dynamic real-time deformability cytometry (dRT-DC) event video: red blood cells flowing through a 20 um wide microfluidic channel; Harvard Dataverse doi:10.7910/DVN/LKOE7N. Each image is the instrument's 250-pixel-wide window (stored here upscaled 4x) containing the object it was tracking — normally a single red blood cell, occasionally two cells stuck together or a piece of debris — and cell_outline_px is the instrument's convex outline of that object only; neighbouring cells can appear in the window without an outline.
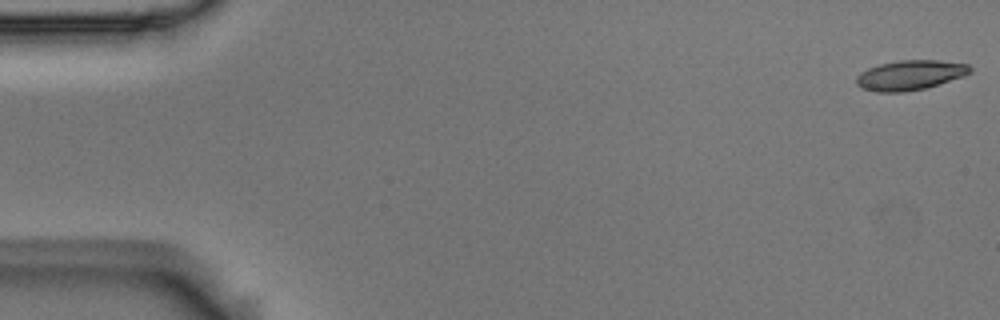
{"species": "Egyptian fruit bat (a non-hibernating species)", "species_latin": "Rousettus aegyptiacus", "temperature_condition": "room temperature", "stored_images_in_passage": 11, "camera_frame_rate_fps": 3000, "um_per_image_px": 0.085, "animal": {"sex": "male"}, "frame": {"image": 1, "passage_image": 1, "time_ms": 0.0, "image_size_px": [1000, 320], "cell_outline_px": [[972, 72], [964, 76], [924, 88], [904, 92], [876, 92], [864, 88], [856, 84], [856, 76], [860, 72], [868, 68], [880, 64], [900, 60], [940, 60], [968, 64], [972, 68]], "centroid_in_image_um": [77.36, 6.38], "position_along_channel_um": 7.6, "area_um2": 19.71}}